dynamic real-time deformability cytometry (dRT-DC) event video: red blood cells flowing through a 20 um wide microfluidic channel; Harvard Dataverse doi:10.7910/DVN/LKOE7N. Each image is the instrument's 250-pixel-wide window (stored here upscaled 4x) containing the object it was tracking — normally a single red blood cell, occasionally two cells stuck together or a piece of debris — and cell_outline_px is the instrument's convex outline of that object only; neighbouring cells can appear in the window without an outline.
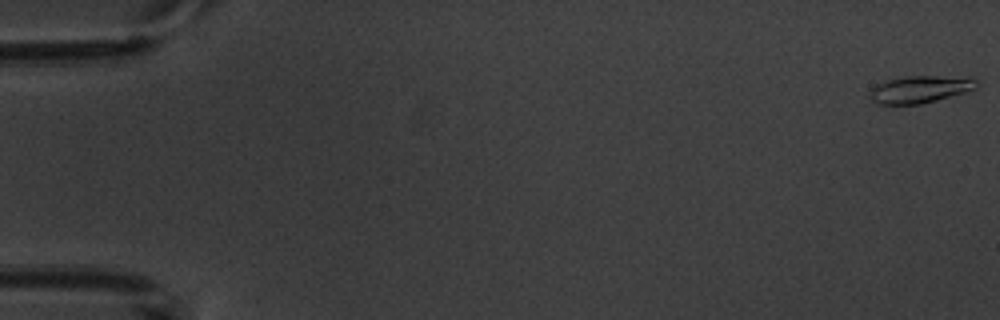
{"species": "common noctule bat (a hibernating species)", "species_latin": "Nyctalus noctula", "temperature_condition": "warm", "stored_images_in_passage": 4, "camera_frame_rate_fps": 3000, "um_per_image_px": 0.085, "animal": {"sex": "male", "body_mass_g": 20.1, "forearm_length_mm": 53.5}, "frame": {"image": 1, "passage_image": 1, "time_ms": 0.0, "image_size_px": [1000, 320], "cell_outline_px": [[976, 88], [968, 92], [920, 104], [872, 104], [868, 96], [868, 92], [876, 84], [888, 80], [904, 76], [972, 76], [976, 80]], "centroid_in_image_um": [78.19, 7.59], "position_along_channel_um": 6.8, "area_um2": 17.34}}